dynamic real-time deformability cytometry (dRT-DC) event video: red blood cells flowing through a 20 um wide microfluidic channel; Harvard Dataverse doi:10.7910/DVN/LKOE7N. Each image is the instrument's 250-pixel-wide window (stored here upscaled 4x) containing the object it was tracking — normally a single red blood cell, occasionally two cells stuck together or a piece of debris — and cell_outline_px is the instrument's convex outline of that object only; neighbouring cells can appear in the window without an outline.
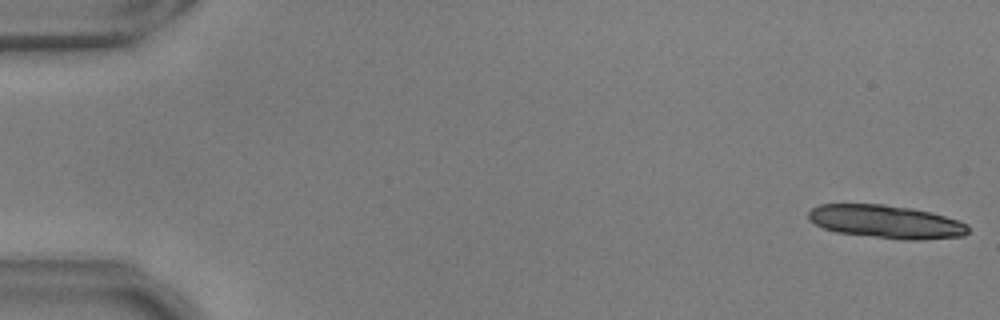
{"species": "common noctule bat (a hibernating species)", "species_latin": "Nyctalus noctula", "temperature_condition": "warm", "stored_images_in_passage": 16, "camera_frame_rate_fps": 3000, "um_per_image_px": 0.085, "animal": {"sex": "male", "body_mass_g": 17.9, "forearm_length_mm": 54.2}, "frame": {"image": 1, "passage_image": 1, "time_ms": 0.0, "image_size_px": [1000, 320], "cell_outline_px": [[968, 232], [964, 236], [920, 240], [904, 240], [836, 232], [824, 228], [808, 220], [808, 212], [812, 208], [820, 204], [884, 204], [912, 208], [932, 212], [968, 224]], "centroid_in_image_um": [75.32, 18.84], "position_along_channel_um": 9.7, "area_um2": 30.92}}